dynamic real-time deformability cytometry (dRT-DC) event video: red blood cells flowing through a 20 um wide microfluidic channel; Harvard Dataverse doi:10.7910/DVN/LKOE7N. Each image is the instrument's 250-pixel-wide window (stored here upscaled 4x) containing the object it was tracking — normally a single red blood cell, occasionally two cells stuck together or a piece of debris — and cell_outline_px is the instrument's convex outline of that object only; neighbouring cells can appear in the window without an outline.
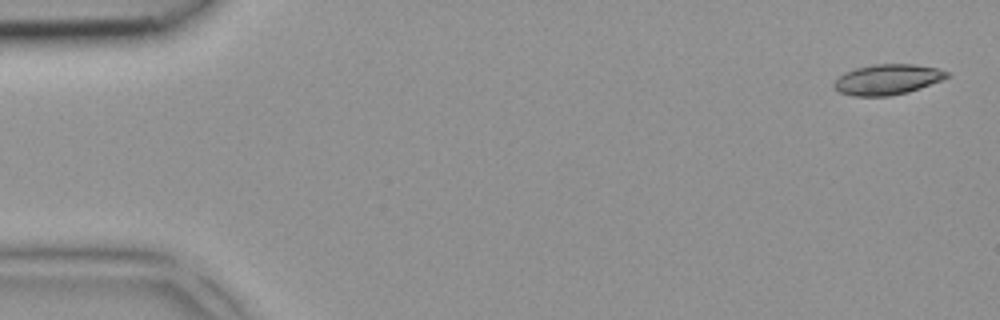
{"species": "common noctule bat (a hibernating species)", "species_latin": "Nyctalus noctula", "temperature_condition": "room temperature", "stored_images_in_passage": 4, "camera_frame_rate_fps": 3000, "um_per_image_px": 0.085, "animal": {"sex": "female", "body_mass_g": 18.4}, "frame": {"image": 1, "passage_image": 1, "time_ms": 0.0, "image_size_px": [1000, 320], "cell_outline_px": [[948, 76], [940, 80], [920, 88], [908, 92], [888, 96], [852, 96], [840, 92], [832, 84], [840, 76], [856, 68], [872, 64], [912, 64], [936, 68], [948, 72]], "centroid_in_image_um": [75.42, 6.76], "position_along_channel_um": 9.6, "area_um2": 19.65}}
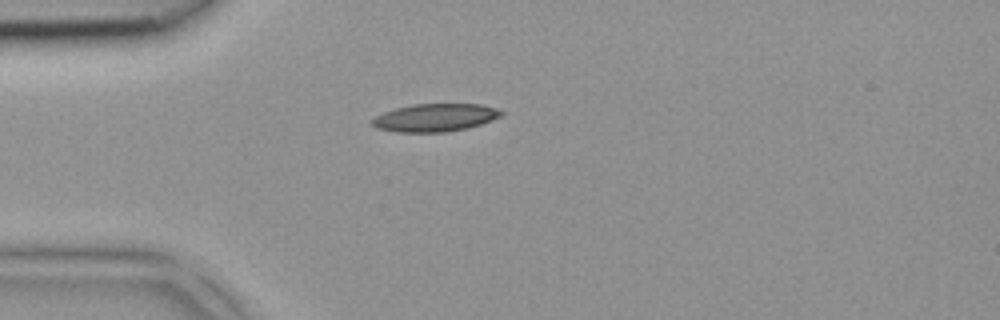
{"frame": {"image": 2, "passage_image": 4, "time_ms": 1.0, "image_size_px": [1000, 320], "cell_outline_px": [[504, 112], [500, 116], [492, 120], [468, 128], [444, 132], [396, 132], [376, 128], [368, 120], [384, 112], [396, 108], [412, 104], [480, 104], [496, 108]], "centroid_in_image_um": [36.95, 10.0], "position_along_channel_um": 48.1, "area_um2": 20.98}}